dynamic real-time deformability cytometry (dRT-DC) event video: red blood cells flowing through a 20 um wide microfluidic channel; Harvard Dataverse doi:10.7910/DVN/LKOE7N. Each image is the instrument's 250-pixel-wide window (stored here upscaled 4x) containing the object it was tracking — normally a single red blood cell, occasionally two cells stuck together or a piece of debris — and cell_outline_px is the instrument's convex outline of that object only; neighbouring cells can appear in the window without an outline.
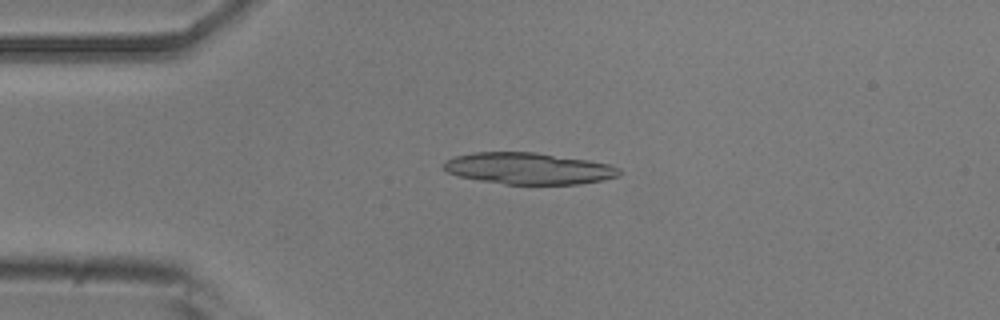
{"species": "common noctule bat (a hibernating species)", "species_latin": "Nyctalus noctula", "temperature_condition": "room temperature", "stored_images_in_passage": 4, "camera_frame_rate_fps": 3000, "um_per_image_px": 0.085, "animal": {"sex": "male", "body_mass_g": 20.5, "forearm_length_mm": 52.5}, "frame": {"image": 1, "passage_image": 3, "time_ms": 0.667, "image_size_px": [1000, 320], "cell_outline_px": [[624, 172], [620, 176], [604, 180], [580, 184], [504, 184], [480, 180], [460, 176], [448, 172], [440, 168], [444, 160], [456, 156], [472, 152], [536, 152], [588, 160], [608, 164], [620, 168]], "centroid_in_image_um": [44.94, 14.32], "position_along_channel_um": 40.1, "area_um2": 32.54}}